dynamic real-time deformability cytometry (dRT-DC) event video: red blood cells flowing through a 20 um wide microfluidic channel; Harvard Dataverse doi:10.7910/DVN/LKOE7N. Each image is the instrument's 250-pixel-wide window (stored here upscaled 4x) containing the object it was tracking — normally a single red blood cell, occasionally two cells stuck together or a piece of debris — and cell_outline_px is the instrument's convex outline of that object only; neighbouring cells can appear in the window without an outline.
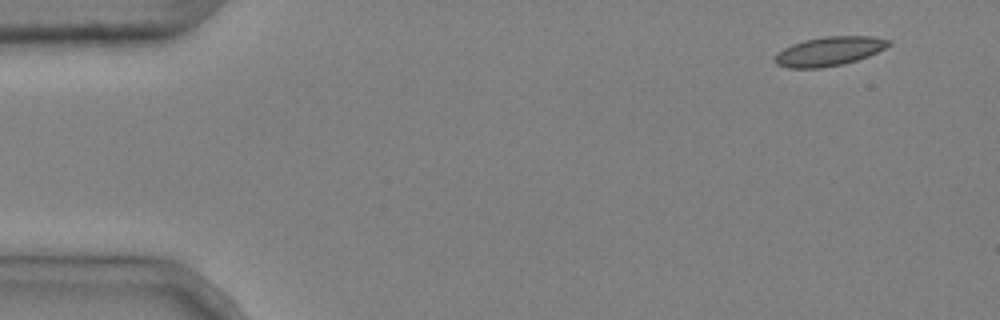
{"species": "common noctule bat (a hibernating species)", "species_latin": "Nyctalus noctula", "temperature_condition": "cold", "stored_images_in_passage": 4, "camera_frame_rate_fps": 3000, "um_per_image_px": 0.085, "animal": {"sex": "male", "body_mass_g": 20.4}, "frame": {"image": 1, "passage_image": 1, "time_ms": 0.0, "image_size_px": [1000, 320], "cell_outline_px": [[892, 44], [868, 56], [844, 64], [820, 68], [788, 68], [776, 64], [772, 60], [784, 48], [792, 44], [804, 40], [824, 36], [872, 36], [892, 40]], "centroid_in_image_um": [70.49, 4.35], "position_along_channel_um": 14.5, "area_um2": 19.31}}
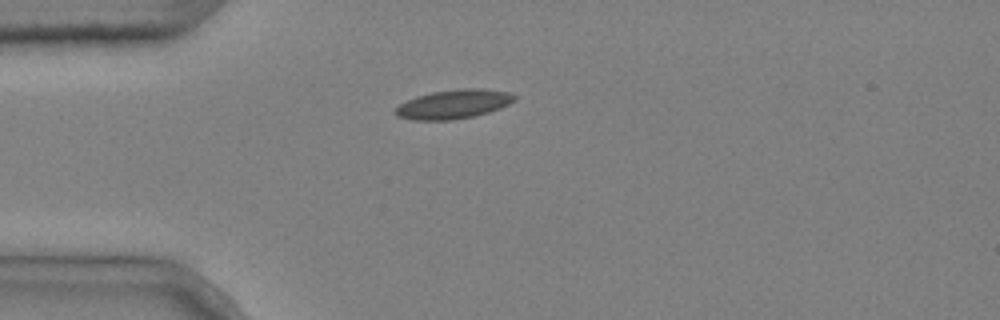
{"frame": {"image": 2, "passage_image": 4, "time_ms": 1.0, "image_size_px": [1000, 320], "cell_outline_px": [[516, 100], [500, 108], [488, 112], [472, 116], [452, 120], [412, 120], [396, 116], [392, 112], [400, 104], [416, 96], [432, 92], [460, 88], [480, 88], [508, 92], [516, 96]], "centroid_in_image_um": [38.53, 8.85], "position_along_channel_um": 46.5, "area_um2": 20.17}}